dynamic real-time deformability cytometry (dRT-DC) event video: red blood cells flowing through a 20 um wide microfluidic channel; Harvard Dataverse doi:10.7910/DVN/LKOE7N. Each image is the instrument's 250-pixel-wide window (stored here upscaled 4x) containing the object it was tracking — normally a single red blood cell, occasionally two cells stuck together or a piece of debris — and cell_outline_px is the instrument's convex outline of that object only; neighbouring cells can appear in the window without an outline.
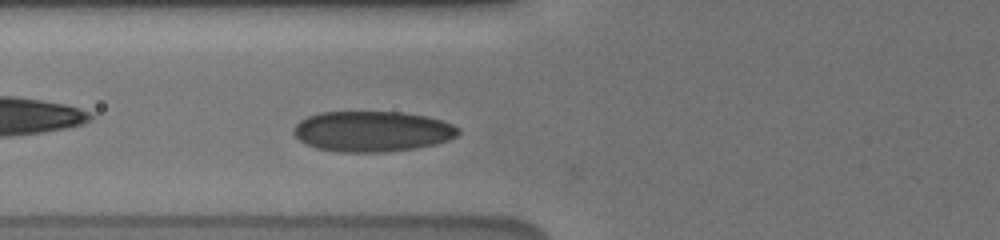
{"species": "human", "species_latin": "Homo sapiens", "temperature_condition": "cold", "stored_images_in_passage": 57, "camera_frame_rate_fps": 3000, "um_per_image_px": 0.085, "donor": {"sex": "male"}, "frame": {"image": 1, "passage_image": 11, "time_ms": 3.333, "image_size_px": [1000, 240], "cell_outline_px": [[460, 132], [456, 136], [448, 140], [436, 144], [416, 148], [380, 152], [336, 152], [316, 148], [304, 144], [292, 132], [292, 128], [300, 120], [308, 116], [320, 112], [400, 112], [428, 116], [452, 124], [460, 128]], "centroid_in_image_um": [31.62, 11.17], "position_along_channel_um": 94.2, "area_um2": 39.13}}
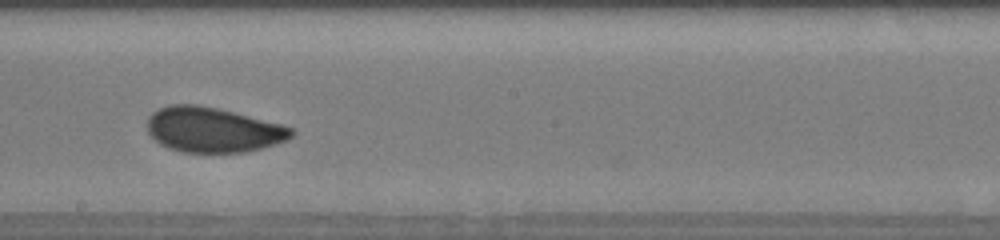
{"frame": {"image": 2, "passage_image": 27, "time_ms": 7.0, "image_size_px": [1000, 240], "cell_outline_px": [[296, 132], [288, 140], [260, 148], [244, 152], [180, 152], [168, 148], [160, 144], [148, 132], [148, 116], [152, 112], [168, 104], [196, 104], [216, 108], [280, 124], [292, 128]], "centroid_in_image_um": [18.07, 11.03], "position_along_channel_um": 230.1, "area_um2": 37.57}}
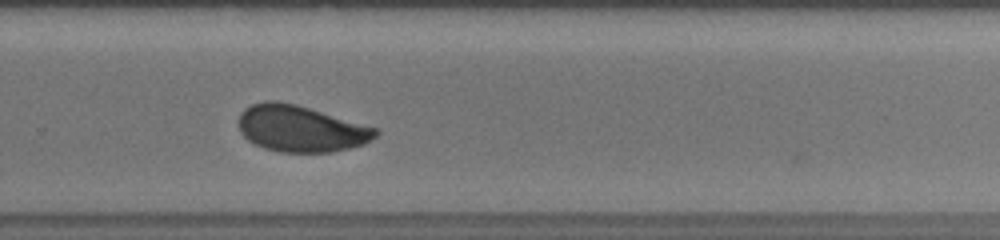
{"frame": {"image": 3, "passage_image": 35, "time_ms": 9.0, "image_size_px": [1000, 240], "cell_outline_px": [[380, 132], [376, 136], [364, 144], [332, 152], [280, 152], [264, 148], [248, 140], [240, 132], [240, 112], [244, 108], [252, 104], [264, 100], [276, 100], [296, 104], [376, 128]], "centroid_in_image_um": [25.54, 10.93], "position_along_channel_um": 304.3, "area_um2": 36.82}, "authors_computed_cell_mechanics": {"area_um2": 36.992, "velocity_mm_per_s": 3.7184, "shape_relaxation_time_tau1_ms": 4.3572, "shape_relaxation_time_tau2_ms": 0.8535, "deformation_change_tau1": 0.1051, "deformation_change_tau2": 0.0433}}